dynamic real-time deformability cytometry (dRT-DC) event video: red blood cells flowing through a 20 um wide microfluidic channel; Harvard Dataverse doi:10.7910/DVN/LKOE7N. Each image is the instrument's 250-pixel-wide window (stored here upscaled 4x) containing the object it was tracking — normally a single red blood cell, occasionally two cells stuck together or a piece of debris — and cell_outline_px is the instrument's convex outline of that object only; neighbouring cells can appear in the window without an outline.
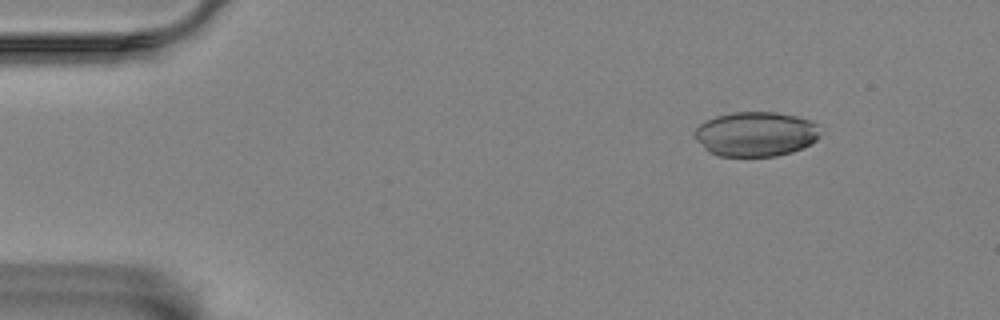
{"species": "Egyptian fruit bat (a non-hibernating species)", "species_latin": "Rousettus aegyptiacus", "temperature_condition": "room temperature", "stored_images_in_passage": 18, "camera_frame_rate_fps": 3000, "um_per_image_px": 0.085, "animal": {"sex": "female"}, "frame": {"image": 1, "passage_image": 7, "time_ms": 2.0, "image_size_px": [1000, 320], "cell_outline_px": [[820, 136], [816, 140], [792, 152], [776, 156], [716, 156], [708, 152], [704, 148], [692, 132], [700, 124], [716, 116], [732, 112], [776, 112], [796, 116], [808, 120], [816, 124]], "centroid_in_image_um": [64.21, 11.4], "position_along_channel_um": 20.8, "area_um2": 32.54}}
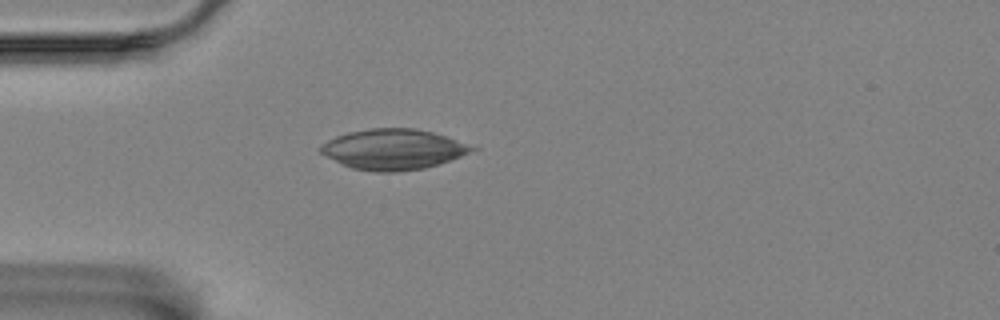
{"frame": {"image": 2, "passage_image": 16, "time_ms": 5.0, "image_size_px": [1000, 320], "cell_outline_px": [[480, 148], [460, 156], [424, 168], [396, 172], [376, 172], [352, 168], [320, 152], [316, 148], [320, 144], [336, 136], [348, 132], [368, 128], [416, 128], [432, 132]], "centroid_in_image_um": [33.39, 12.68], "position_along_channel_um": 51.6, "area_um2": 35.37}}